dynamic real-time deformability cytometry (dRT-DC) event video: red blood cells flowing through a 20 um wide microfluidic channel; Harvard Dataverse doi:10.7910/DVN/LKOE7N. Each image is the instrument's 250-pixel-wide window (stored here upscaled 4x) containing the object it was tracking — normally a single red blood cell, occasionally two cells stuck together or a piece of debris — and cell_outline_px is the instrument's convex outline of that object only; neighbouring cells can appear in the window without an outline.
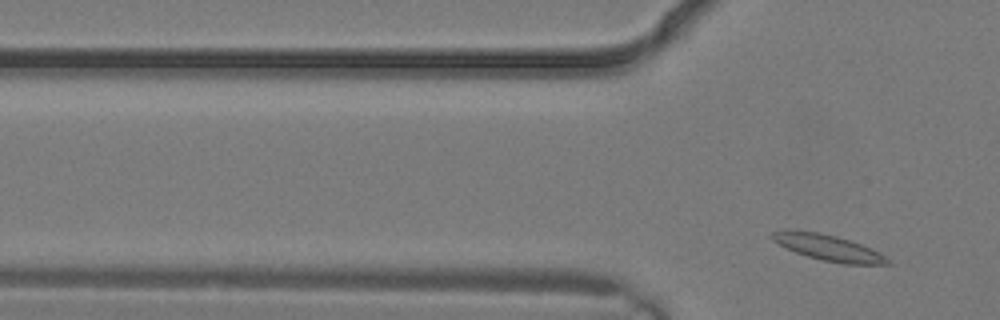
{"species": "common noctule bat (a hibernating species)", "species_latin": "Nyctalus noctula", "temperature_condition": "warm", "stored_images_in_passage": 2, "camera_frame_rate_fps": 3000, "um_per_image_px": 0.085, "animal": {"sex": "male", "body_mass_g": 19.2, "forearm_length_mm": 51.8}, "frame": {"image": 1, "passage_image": 2, "time_ms": 0.333, "image_size_px": [1000, 320], "cell_outline_px": [[892, 264], [844, 264], [824, 260], [808, 256], [796, 252], [772, 240], [772, 232], [784, 228], [788, 228], [820, 232], [836, 236], [860, 244], [892, 260]], "centroid_in_image_um": [70.35, 21.02], "position_along_channel_um": 55.5, "area_um2": 17.28}}